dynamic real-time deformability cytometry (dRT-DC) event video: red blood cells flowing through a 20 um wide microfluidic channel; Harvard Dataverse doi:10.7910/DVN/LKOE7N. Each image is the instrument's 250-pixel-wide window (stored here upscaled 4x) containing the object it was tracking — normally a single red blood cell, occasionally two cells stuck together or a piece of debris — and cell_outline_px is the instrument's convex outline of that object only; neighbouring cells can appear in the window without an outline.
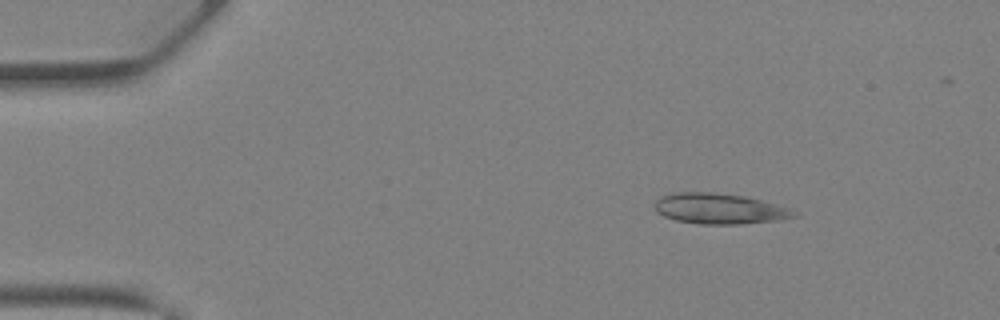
{"species": "Egyptian fruit bat (a non-hibernating species)", "species_latin": "Rousettus aegyptiacus", "temperature_condition": "warm", "stored_images_in_passage": 33, "camera_frame_rate_fps": 3000, "um_per_image_px": 0.085, "animal": {"sex": "female"}, "frame": {"image": 1, "passage_image": 1, "time_ms": 0.0, "image_size_px": [1000, 320], "cell_outline_px": [[796, 216], [780, 220], [740, 224], [700, 224], [676, 220], [664, 216], [656, 212], [656, 200], [660, 196], [672, 192], [712, 192], [744, 196], [792, 208], [796, 212]], "centroid_in_image_um": [61.15, 17.73], "position_along_channel_um": 23.8, "area_um2": 24.85}}
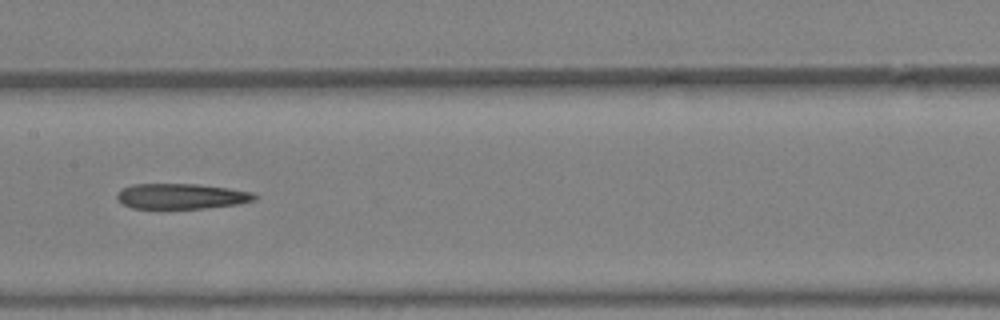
{"frame": {"image": 2, "passage_image": 16, "time_ms": 5.0, "image_size_px": [1000, 320], "cell_outline_px": [[256, 200], [240, 204], [204, 208], [132, 208], [124, 204], [116, 196], [116, 192], [132, 184], [196, 184], [228, 188], [252, 192], [256, 196]], "centroid_in_image_um": [15.43, 16.68], "position_along_channel_um": 192.0, "area_um2": 20.23}}
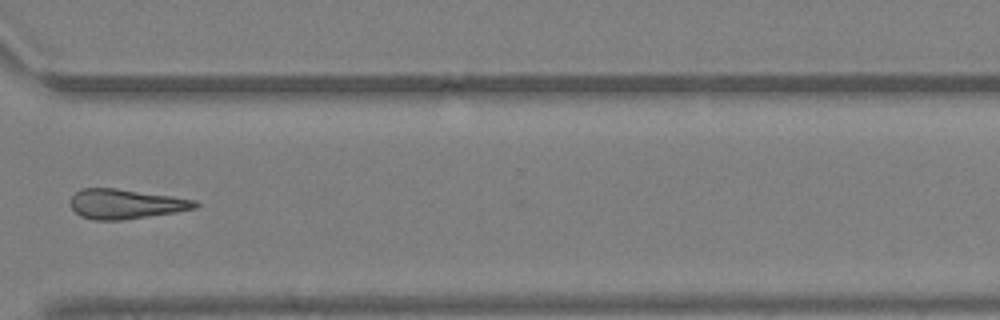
{"frame": {"image": 3, "passage_image": 26, "time_ms": 8.333, "image_size_px": [1000, 320], "cell_outline_px": [[200, 204], [196, 208], [176, 212], [120, 220], [92, 220], [80, 216], [72, 208], [72, 196], [76, 192], [84, 188], [116, 188], [172, 196], [196, 200]], "centroid_in_image_um": [10.7, 17.34], "position_along_channel_um": 359.9, "area_um2": 21.44}}